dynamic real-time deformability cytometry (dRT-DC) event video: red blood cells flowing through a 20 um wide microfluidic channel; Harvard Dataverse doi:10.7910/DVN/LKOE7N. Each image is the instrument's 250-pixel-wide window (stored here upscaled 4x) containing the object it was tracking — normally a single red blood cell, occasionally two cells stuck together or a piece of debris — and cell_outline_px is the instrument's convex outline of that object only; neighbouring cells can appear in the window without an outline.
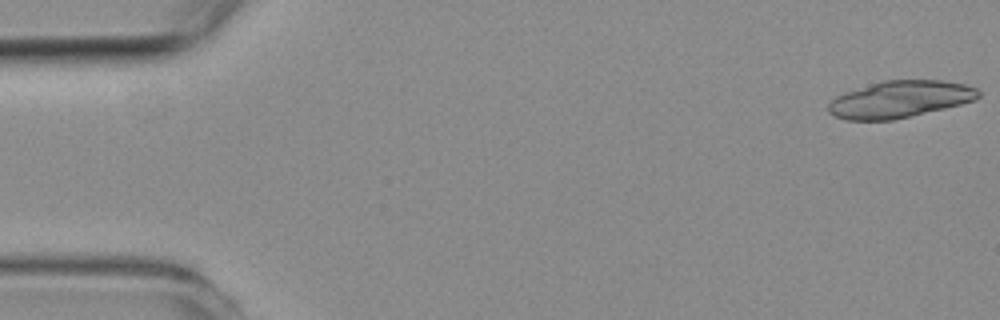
{"species": "common noctule bat (a hibernating species)", "species_latin": "Nyctalus noctula", "temperature_condition": "room temperature", "stored_images_in_passage": 19, "camera_frame_rate_fps": 3000, "um_per_image_px": 0.085, "animal": {"sex": "female", "body_mass_g": 19.3, "forearm_length_mm": 54.1}, "frame": {"image": 1, "passage_image": 1, "time_ms": 0.0, "image_size_px": [1000, 320], "cell_outline_px": [[980, 96], [976, 100], [944, 108], [892, 120], [844, 120], [828, 112], [828, 104], [836, 96], [844, 92], [884, 80], [944, 80], [964, 84], [976, 88], [980, 92]], "centroid_in_image_um": [76.49, 8.43], "position_along_channel_um": 8.5, "area_um2": 32.08}}